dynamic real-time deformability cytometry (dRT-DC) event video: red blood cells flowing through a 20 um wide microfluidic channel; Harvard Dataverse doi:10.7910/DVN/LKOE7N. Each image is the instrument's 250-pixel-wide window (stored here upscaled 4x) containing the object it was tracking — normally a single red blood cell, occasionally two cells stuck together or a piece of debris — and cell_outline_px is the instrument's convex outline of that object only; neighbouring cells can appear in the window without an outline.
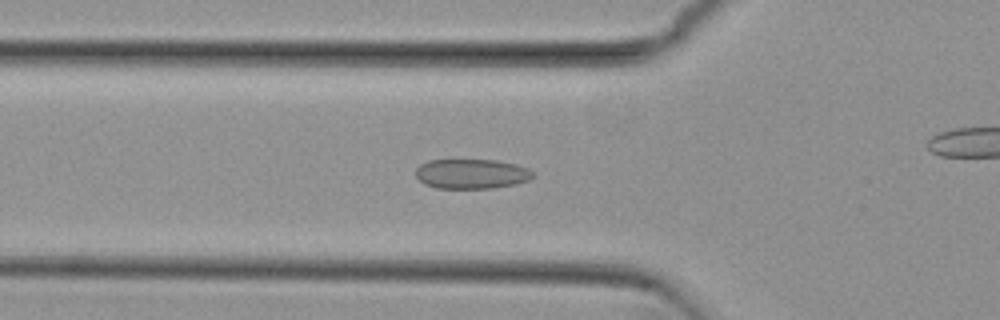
{"species": "common noctule bat (a hibernating species)", "species_latin": "Nyctalus noctula", "temperature_condition": "cold", "stored_images_in_passage": 43, "camera_frame_rate_fps": 3000, "um_per_image_px": 0.085, "animal": {"sex": "female", "body_mass_g": 29.2, "forearm_length_mm": 56.3}, "frame": {"image": 1, "passage_image": 18, "time_ms": 5.667, "image_size_px": [1000, 320], "cell_outline_px": [[536, 176], [528, 180], [516, 184], [492, 188], [436, 188], [424, 184], [416, 176], [416, 168], [420, 164], [428, 160], [496, 160], [516, 164], [528, 168]], "centroid_in_image_um": [40.08, 14.77], "position_along_channel_um": 85.7, "area_um2": 20.4}}
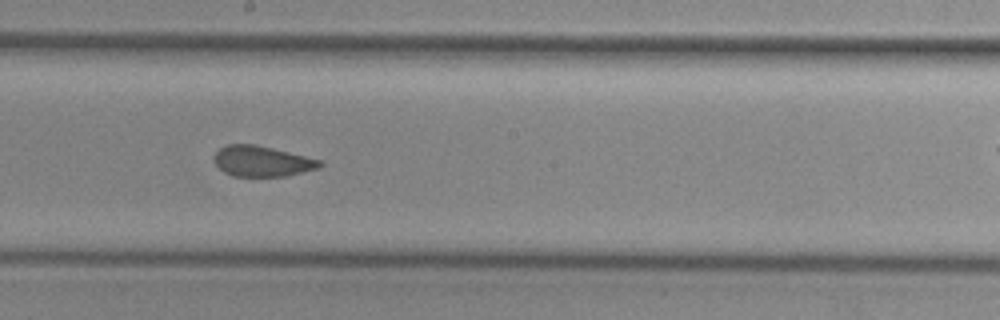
{"frame": {"image": 2, "passage_image": 29, "time_ms": 9.333, "image_size_px": [1000, 320], "cell_outline_px": [[324, 164], [320, 168], [284, 176], [232, 176], [224, 172], [216, 164], [212, 156], [220, 148], [228, 144], [256, 144], [320, 160]], "centroid_in_image_um": [22.25, 13.7], "position_along_channel_um": 226.0, "area_um2": 18.73}}
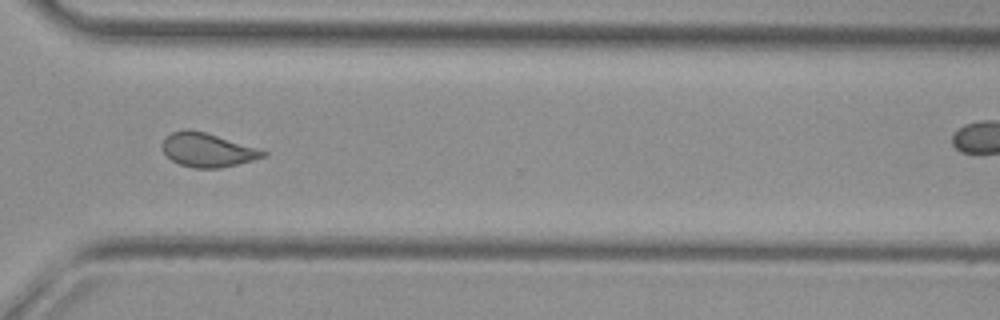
{"frame": {"image": 3, "passage_image": 39, "time_ms": 12.667, "image_size_px": [1000, 320], "cell_outline_px": [[268, 152], [264, 156], [252, 160], [220, 168], [192, 168], [180, 164], [172, 160], [164, 152], [164, 140], [172, 132], [188, 128], [204, 132], [260, 148]], "centroid_in_image_um": [17.66, 12.75], "position_along_channel_um": 352.9, "area_um2": 19.59}}